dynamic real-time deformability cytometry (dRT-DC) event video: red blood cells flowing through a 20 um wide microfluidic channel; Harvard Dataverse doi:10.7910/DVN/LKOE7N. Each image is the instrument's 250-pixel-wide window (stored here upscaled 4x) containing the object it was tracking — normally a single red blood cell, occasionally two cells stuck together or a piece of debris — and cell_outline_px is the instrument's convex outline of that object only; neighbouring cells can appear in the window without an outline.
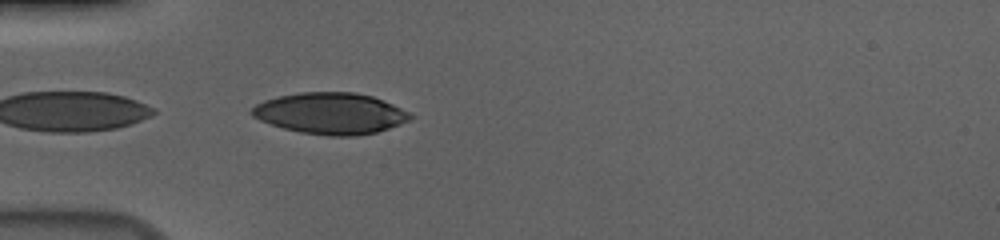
{"species": "human", "species_latin": "Homo sapiens", "temperature_condition": "cold", "stored_images_in_passage": 9, "camera_frame_rate_fps": 3000, "um_per_image_px": 0.085, "donor": {"sex": "male"}, "frame": {"image": 1, "passage_image": 1, "time_ms": 0.0, "image_size_px": [1000, 240], "cell_outline_px": [[412, 116], [408, 120], [400, 124], [376, 132], [356, 136], [328, 136], [300, 132], [284, 128], [260, 120], [252, 116], [248, 112], [256, 104], [264, 100], [280, 96], [300, 92], [356, 92], [372, 96], [392, 104], [408, 112]], "centroid_in_image_um": [28.06, 9.63], "position_along_channel_um": 56.9, "area_um2": 37.92}}